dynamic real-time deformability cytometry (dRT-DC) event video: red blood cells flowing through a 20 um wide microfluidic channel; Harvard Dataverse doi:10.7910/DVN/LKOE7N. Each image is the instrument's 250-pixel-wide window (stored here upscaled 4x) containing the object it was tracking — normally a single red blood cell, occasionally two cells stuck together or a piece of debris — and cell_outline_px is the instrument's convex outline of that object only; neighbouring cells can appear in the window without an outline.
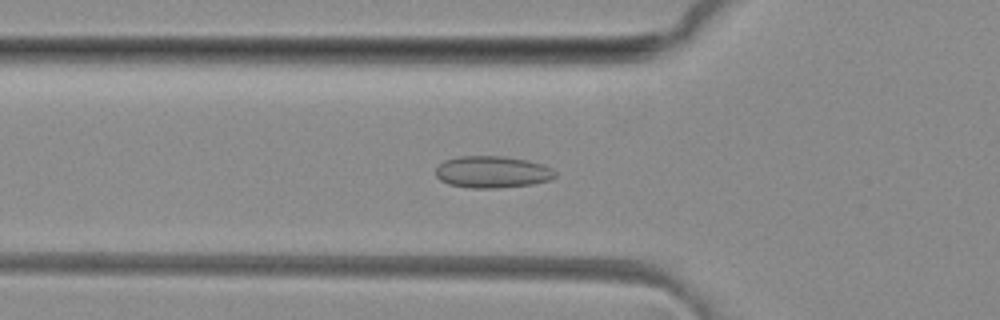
{"species": "common noctule bat (a hibernating species)", "species_latin": "Nyctalus noctula", "temperature_condition": "room temperature", "stored_images_in_passage": 50, "camera_frame_rate_fps": 3000, "um_per_image_px": 0.085, "animal": {"sex": "female", "body_mass_g": 29.2, "forearm_length_mm": 56.3}, "frame": {"image": 1, "passage_image": 17, "time_ms": 5.333, "image_size_px": [1000, 320], "cell_outline_px": [[556, 176], [552, 180], [532, 184], [500, 188], [468, 188], [448, 184], [440, 180], [436, 176], [436, 168], [444, 160], [456, 156], [504, 156], [528, 160], [544, 164], [552, 168], [556, 172]], "centroid_in_image_um": [41.86, 14.62], "position_along_channel_um": 83.9, "area_um2": 22.54}}
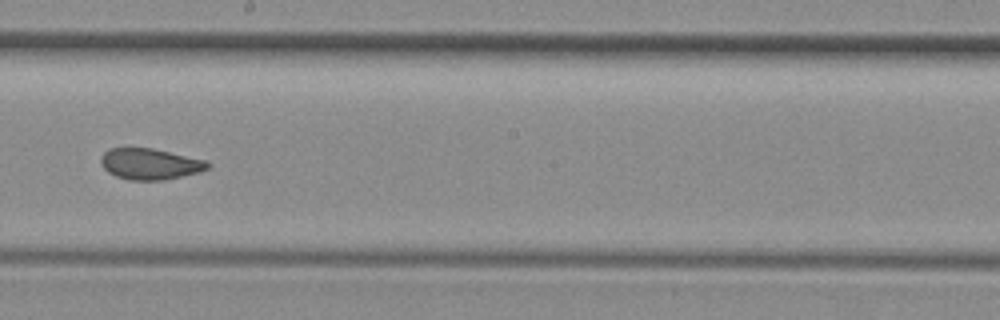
{"frame": {"image": 2, "passage_image": 28, "time_ms": 9.0, "image_size_px": [1000, 320], "cell_outline_px": [[212, 164], [208, 168], [200, 172], [164, 180], [128, 180], [116, 176], [108, 172], [100, 164], [100, 156], [108, 148], [152, 148], [208, 160]], "centroid_in_image_um": [12.76, 13.93], "position_along_channel_um": 235.4, "area_um2": 19.59}}
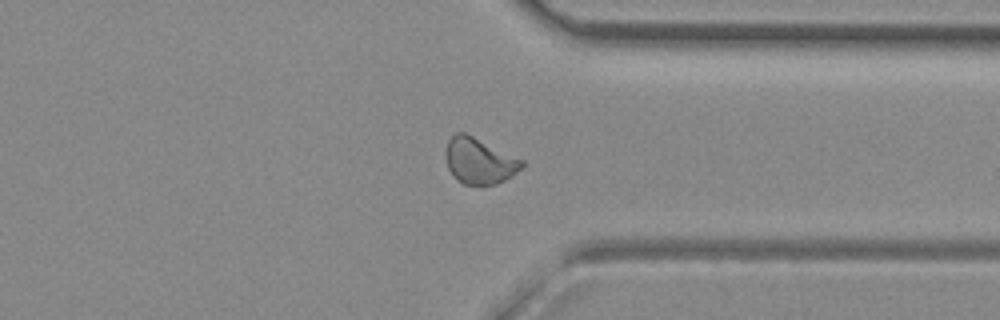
{"frame": {"image": 3, "passage_image": 38, "time_ms": 12.333, "image_size_px": [1000, 320], "cell_outline_px": [[524, 164], [512, 176], [496, 184], [464, 184], [456, 180], [452, 176], [448, 168], [444, 156], [444, 152], [448, 140], [456, 132], [464, 132], [524, 160]], "centroid_in_image_um": [40.7, 13.67], "position_along_channel_um": 370.7, "area_um2": 20.4}, "authors_computed_cell_mechanics": {"area_um2": 20.4323, "velocity_mm_per_s": 4.1183, "shape_relaxation_time_tau1_ms": null, "shape_relaxation_time_tau2_ms": 1.1304, "deformation_change_tau1": null, "deformation_change_tau2": 0.0452}}